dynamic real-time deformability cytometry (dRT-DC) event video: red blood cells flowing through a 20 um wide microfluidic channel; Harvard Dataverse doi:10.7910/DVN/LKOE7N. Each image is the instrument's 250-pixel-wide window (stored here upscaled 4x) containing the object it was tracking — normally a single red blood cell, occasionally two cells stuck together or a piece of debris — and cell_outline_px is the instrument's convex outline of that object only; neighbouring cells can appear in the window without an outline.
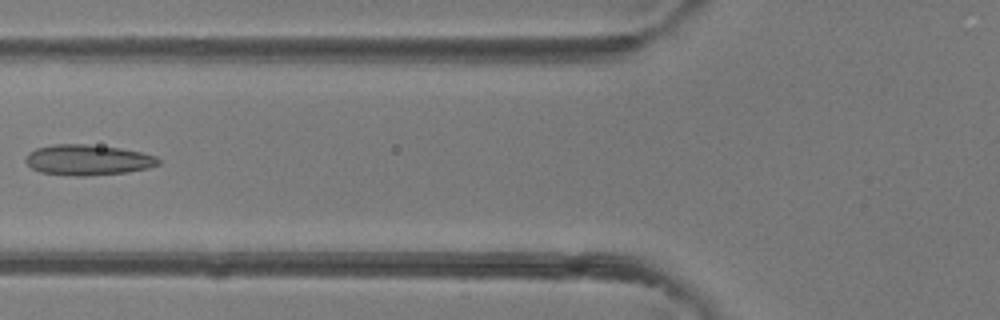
{"species": "common noctule bat (a hibernating species)", "species_latin": "Nyctalus noctula", "temperature_condition": "room temperature", "stored_images_in_passage": 4, "camera_frame_rate_fps": 3000, "um_per_image_px": 0.085, "animal": {"sex": "female"}, "frame": {"image": 1, "passage_image": 4, "time_ms": 3.333, "image_size_px": [1000, 320], "cell_outline_px": [[160, 164], [148, 168], [128, 172], [88, 176], [76, 176], [40, 172], [32, 168], [24, 160], [28, 152], [36, 148], [52, 144], [88, 144], [120, 148], [140, 152], [156, 156], [160, 160]], "centroid_in_image_um": [7.46, 13.59], "position_along_channel_um": 118.3, "area_um2": 23.76}}